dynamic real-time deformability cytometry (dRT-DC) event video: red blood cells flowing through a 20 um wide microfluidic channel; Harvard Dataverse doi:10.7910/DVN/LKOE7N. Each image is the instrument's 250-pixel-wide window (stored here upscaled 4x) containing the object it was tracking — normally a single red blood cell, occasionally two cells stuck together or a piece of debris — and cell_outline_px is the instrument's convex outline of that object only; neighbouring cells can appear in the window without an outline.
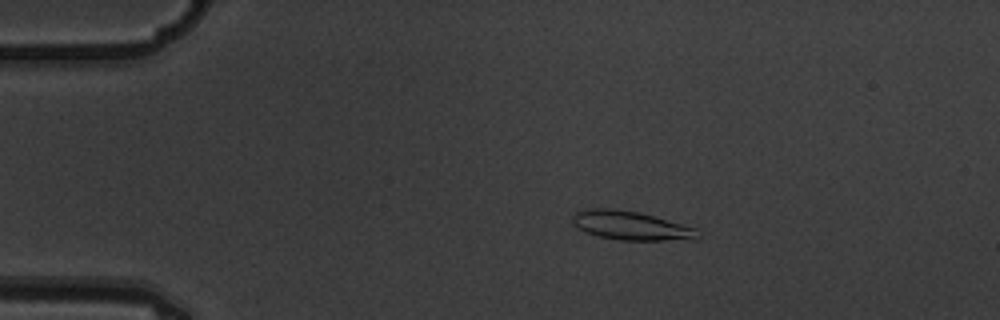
{"species": "common noctule bat (a hibernating species)", "species_latin": "Nyctalus noctula", "temperature_condition": "warm", "stored_images_in_passage": 14, "camera_frame_rate_fps": 3000, "um_per_image_px": 0.085, "animal": {"sex": "male", "body_mass_g": 19.5, "forearm_length_mm": 54.6}, "frame": {"image": 1, "passage_image": 2, "time_ms": 0.333, "image_size_px": [1000, 320], "cell_outline_px": [[700, 236], [696, 240], [620, 240], [596, 236], [580, 228], [572, 220], [572, 216], [576, 212], [588, 208], [612, 208], [640, 212], [696, 228]], "centroid_in_image_um": [53.67, 19.18], "position_along_channel_um": 31.3, "area_um2": 21.04}}
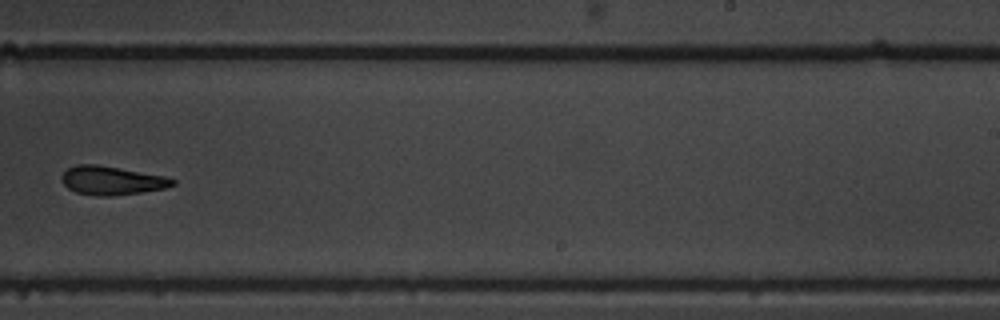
{"frame": {"image": 2, "passage_image": 9, "time_ms": 2.667, "image_size_px": [1000, 320], "cell_outline_px": [[176, 184], [164, 188], [140, 192], [112, 196], [96, 196], [76, 192], [68, 188], [60, 180], [60, 176], [68, 168], [76, 164], [96, 164], [120, 168], [164, 176], [176, 180]], "centroid_in_image_um": [9.46, 15.34], "position_along_channel_um": 279.5, "area_um2": 18.5}}
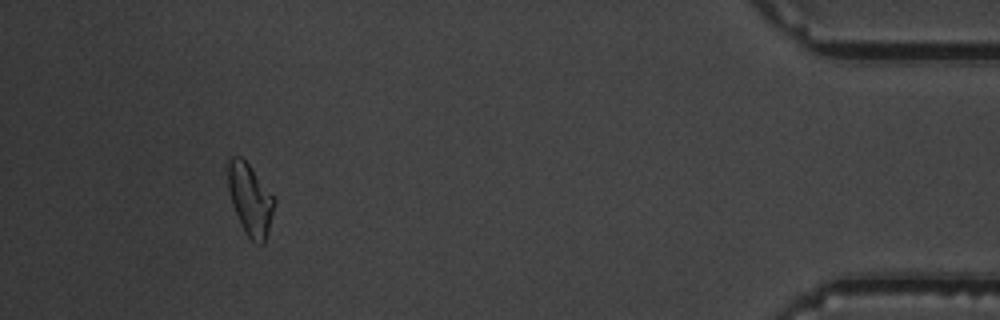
{"frame": {"image": 3, "passage_image": 13, "time_ms": 4.0, "image_size_px": [1000, 320], "cell_outline_px": [[276, 204], [264, 244], [260, 244], [252, 240], [248, 236], [240, 224], [232, 204], [228, 188], [228, 156], [240, 156], [248, 164], [276, 200]], "centroid_in_image_um": [21.26, 16.96], "position_along_channel_um": 413.9, "area_um2": 19.07}}